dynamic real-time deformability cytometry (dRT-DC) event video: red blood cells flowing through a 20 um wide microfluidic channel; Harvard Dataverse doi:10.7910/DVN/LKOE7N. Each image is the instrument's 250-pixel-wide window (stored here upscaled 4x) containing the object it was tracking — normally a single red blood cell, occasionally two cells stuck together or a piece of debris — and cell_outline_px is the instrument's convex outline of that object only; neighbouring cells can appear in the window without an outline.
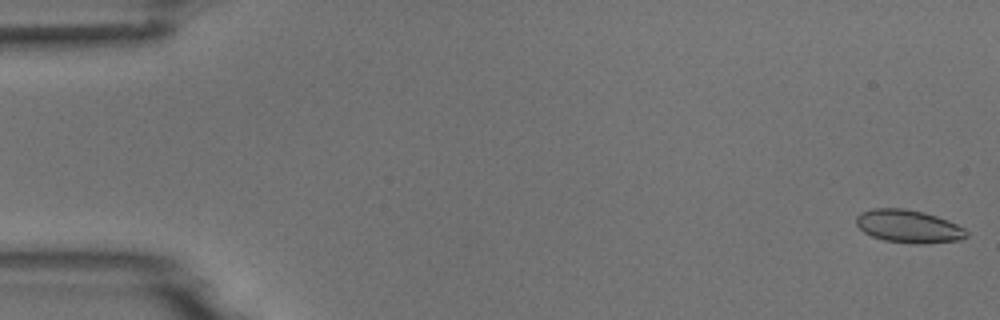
{"species": "common noctule bat (a hibernating species)", "species_latin": "Nyctalus noctula", "temperature_condition": "room temperature", "stored_images_in_passage": 5, "camera_frame_rate_fps": 3000, "um_per_image_px": 0.085, "animal": {"sex": "male", "body_mass_g": 18.8}, "frame": {"image": 1, "passage_image": 1, "time_ms": 0.0, "image_size_px": [1000, 320], "cell_outline_px": [[968, 236], [960, 240], [924, 244], [912, 244], [884, 240], [872, 236], [864, 232], [856, 224], [856, 216], [860, 212], [872, 208], [904, 208], [924, 212], [948, 220], [964, 228], [968, 232]], "centroid_in_image_um": [77.22, 19.24], "position_along_channel_um": 7.8, "area_um2": 21.33}}
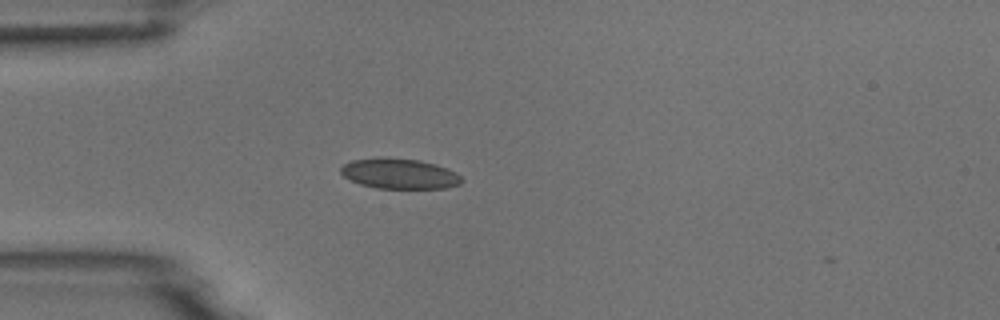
{"frame": {"image": 2, "passage_image": 5, "time_ms": 4.667, "image_size_px": [1000, 320], "cell_outline_px": [[464, 180], [460, 184], [444, 188], [376, 188], [360, 184], [344, 176], [340, 172], [340, 168], [344, 164], [352, 160], [380, 156], [384, 156], [420, 160], [436, 164], [448, 168], [456, 172]], "centroid_in_image_um": [33.96, 14.74], "position_along_channel_um": 51.0, "area_um2": 21.62}}